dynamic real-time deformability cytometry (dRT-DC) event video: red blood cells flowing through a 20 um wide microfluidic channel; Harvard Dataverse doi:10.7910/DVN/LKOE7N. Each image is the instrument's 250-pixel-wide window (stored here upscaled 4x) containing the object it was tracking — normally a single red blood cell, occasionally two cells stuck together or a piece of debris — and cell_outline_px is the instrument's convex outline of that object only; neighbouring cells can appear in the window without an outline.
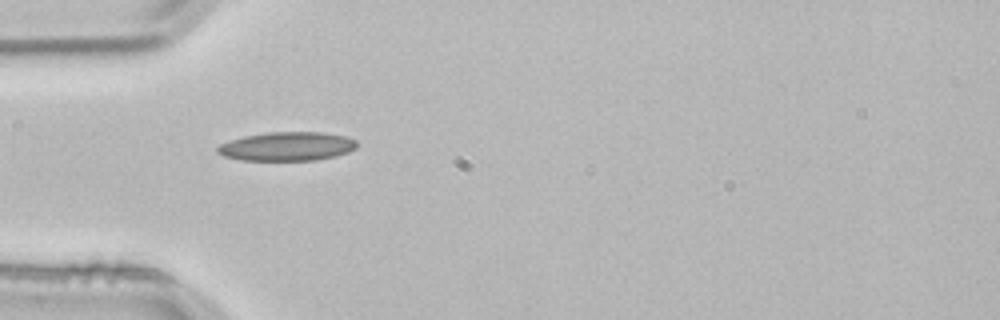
{"species": "common noctule bat (a hibernating species)", "species_latin": "Nyctalus noctula", "temperature_condition": "room temperature", "stored_images_in_passage": 4, "camera_frame_rate_fps": 3000, "um_per_image_px": 0.085, "animal": {"sex": "male", "body_mass_g": 21.5, "forearm_length_mm": 52.0}, "frame": {"image": 1, "passage_image": 4, "time_ms": 1.0, "image_size_px": [1000, 320], "cell_outline_px": [[356, 148], [348, 152], [336, 156], [316, 160], [240, 160], [224, 156], [216, 152], [216, 148], [220, 144], [244, 136], [268, 132], [324, 132], [348, 136], [356, 140]], "centroid_in_image_um": [24.42, 12.44], "position_along_channel_um": 60.6, "area_um2": 23.52}}